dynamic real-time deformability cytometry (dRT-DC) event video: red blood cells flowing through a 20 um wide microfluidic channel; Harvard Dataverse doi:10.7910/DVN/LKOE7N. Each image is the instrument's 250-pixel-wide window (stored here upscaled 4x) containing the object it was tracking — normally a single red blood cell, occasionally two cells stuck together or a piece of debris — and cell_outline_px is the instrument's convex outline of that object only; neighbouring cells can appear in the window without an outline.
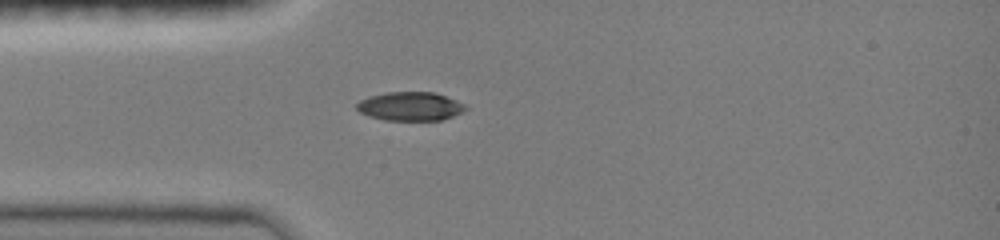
{"species": "common noctule bat (a hibernating species)", "species_latin": "Nyctalus noctula", "temperature_condition": "room temperature", "stored_images_in_passage": 8, "camera_frame_rate_fps": 3000, "um_per_image_px": 0.085, "animal": {"sex": "female", "body_mass_g": 19.0, "forearm_length_mm": 51.5}, "frame": {"image": 1, "passage_image": 7, "time_ms": 3.667, "image_size_px": [1000, 240], "cell_outline_px": [[468, 108], [452, 116], [440, 120], [384, 120], [368, 116], [360, 112], [356, 108], [356, 104], [360, 100], [368, 96], [388, 92], [436, 92], [456, 100], [464, 104]], "centroid_in_image_um": [34.84, 9.03], "position_along_channel_um": 50.2, "area_um2": 18.21}}